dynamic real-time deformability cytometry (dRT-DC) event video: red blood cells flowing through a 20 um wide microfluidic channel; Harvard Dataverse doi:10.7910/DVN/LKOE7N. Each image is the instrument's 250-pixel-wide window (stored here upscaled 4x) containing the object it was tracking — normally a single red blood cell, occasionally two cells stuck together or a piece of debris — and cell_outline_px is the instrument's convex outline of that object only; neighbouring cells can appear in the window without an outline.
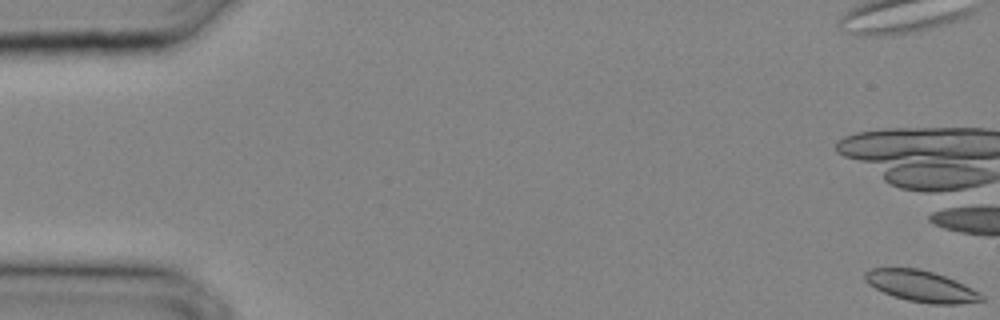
{"species": "common noctule bat (a hibernating species)", "species_latin": "Nyctalus noctula", "temperature_condition": "cold", "stored_images_in_passage": 12, "camera_frame_rate_fps": 3000, "um_per_image_px": 0.085, "animal": {"sex": "male", "body_mass_g": 20.4}, "frame": {"image": 1, "passage_image": 1, "time_ms": 0.0, "image_size_px": [1000, 320], "cell_outline_px": [[984, 300], [960, 304], [932, 304], [908, 300], [884, 292], [868, 284], [864, 280], [864, 272], [872, 268], [920, 268], [956, 280], [980, 292], [984, 296]], "centroid_in_image_um": [78.31, 24.32], "position_along_channel_um": 6.7, "area_um2": 21.1}}